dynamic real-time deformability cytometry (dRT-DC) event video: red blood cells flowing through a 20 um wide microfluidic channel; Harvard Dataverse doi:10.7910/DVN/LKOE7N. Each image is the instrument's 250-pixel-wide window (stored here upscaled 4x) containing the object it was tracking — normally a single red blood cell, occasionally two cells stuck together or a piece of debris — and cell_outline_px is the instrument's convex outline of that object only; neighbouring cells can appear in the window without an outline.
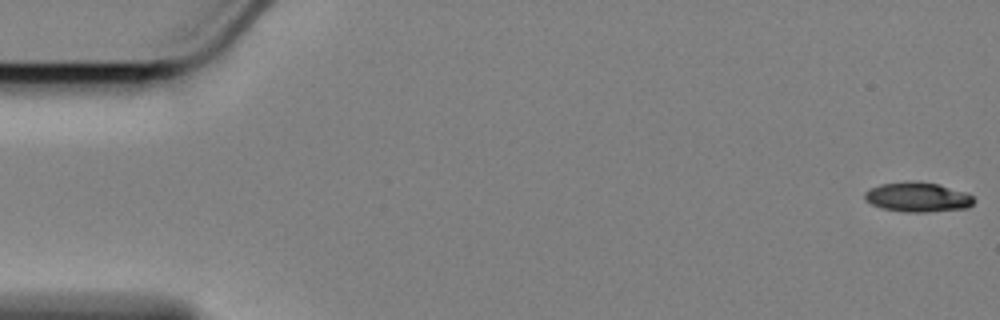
{"species": "Egyptian fruit bat (a non-hibernating species)", "species_latin": "Rousettus aegyptiacus", "temperature_condition": "cold", "stored_images_in_passage": 58, "camera_frame_rate_fps": 3000, "um_per_image_px": 0.085, "animal": {"sex": "female"}, "frame": {"image": 1, "passage_image": 1, "time_ms": 0.0, "image_size_px": [1000, 320], "cell_outline_px": [[972, 204], [968, 208], [924, 212], [904, 212], [880, 208], [864, 200], [864, 192], [880, 184], [936, 184], [964, 192], [972, 196]], "centroid_in_image_um": [77.97, 16.81], "position_along_channel_um": 7.0, "area_um2": 17.92}}
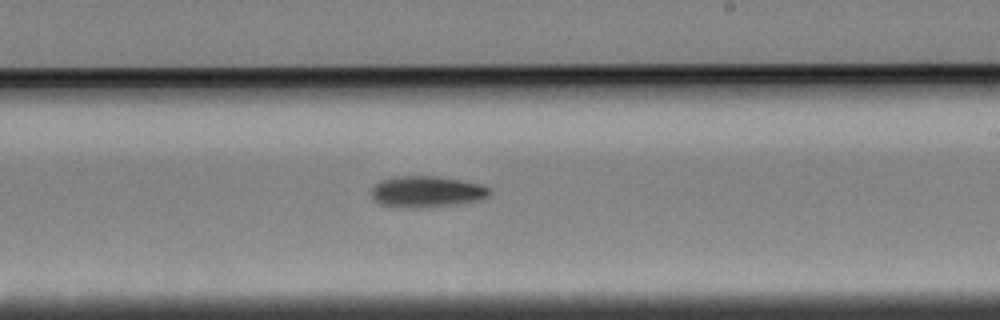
{"frame": {"image": 2, "passage_image": 34, "time_ms": 11.0, "image_size_px": [1000, 320], "cell_outline_px": [[492, 192], [484, 200], [460, 204], [420, 208], [396, 208], [380, 204], [372, 196], [372, 188], [380, 180], [396, 176], [432, 176], [460, 180], [480, 184], [492, 188]], "centroid_in_image_um": [36.31, 16.31], "position_along_channel_um": 252.7, "area_um2": 21.91}}
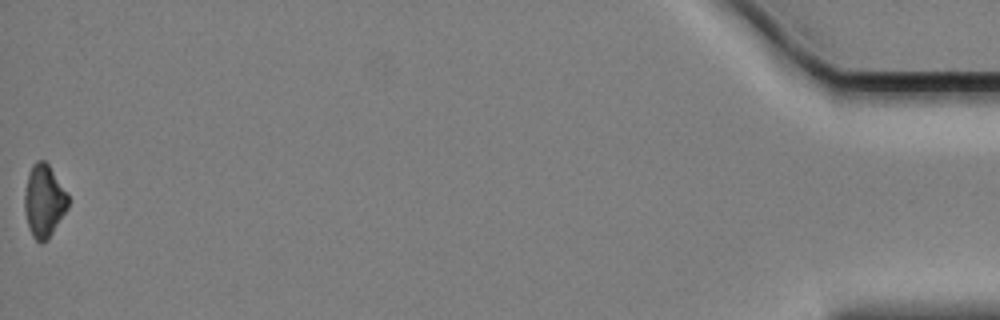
{"frame": {"image": 3, "passage_image": 58, "time_ms": 19.0, "image_size_px": [1000, 320], "cell_outline_px": [[68, 208], [52, 232], [40, 244], [32, 236], [28, 228], [24, 212], [24, 192], [28, 172], [32, 164], [36, 160], [44, 160], [48, 164], [68, 196]], "centroid_in_image_um": [3.69, 17.06], "position_along_channel_um": 431.5, "area_um2": 18.26}, "authors_computed_cell_mechanics": {"area_um2": 19.9699, "velocity_mm_per_s": 3.4453, "shape_relaxation_time_tau1_ms": 3.7554, "shape_relaxation_time_tau2_ms": null, "deformation_change_tau1": 0.1261, "deformation_change_tau2": null}}